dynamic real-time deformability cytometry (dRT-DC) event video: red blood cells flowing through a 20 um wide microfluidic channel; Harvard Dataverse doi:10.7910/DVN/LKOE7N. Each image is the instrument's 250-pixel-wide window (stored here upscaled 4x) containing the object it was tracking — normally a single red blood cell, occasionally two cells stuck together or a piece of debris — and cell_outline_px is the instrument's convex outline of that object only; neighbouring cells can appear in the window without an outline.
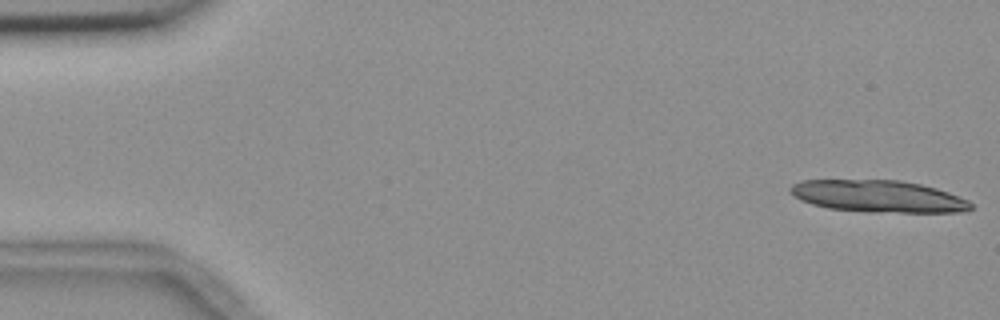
{"species": "common noctule bat (a hibernating species)", "species_latin": "Nyctalus noctula", "temperature_condition": "room temperature", "stored_images_in_passage": 15, "camera_frame_rate_fps": 3000, "um_per_image_px": 0.085, "animal": {"sex": "female", "body_mass_g": 18.4}, "frame": {"image": 1, "passage_image": 1, "time_ms": 0.0, "image_size_px": [1000, 320], "cell_outline_px": [[972, 208], [960, 212], [876, 212], [828, 208], [812, 204], [800, 200], [788, 188], [792, 184], [800, 180], [900, 180], [920, 184], [936, 188], [948, 192], [968, 200], [972, 204]], "centroid_in_image_um": [74.65, 16.68], "position_along_channel_um": 10.4, "area_um2": 33.47}}